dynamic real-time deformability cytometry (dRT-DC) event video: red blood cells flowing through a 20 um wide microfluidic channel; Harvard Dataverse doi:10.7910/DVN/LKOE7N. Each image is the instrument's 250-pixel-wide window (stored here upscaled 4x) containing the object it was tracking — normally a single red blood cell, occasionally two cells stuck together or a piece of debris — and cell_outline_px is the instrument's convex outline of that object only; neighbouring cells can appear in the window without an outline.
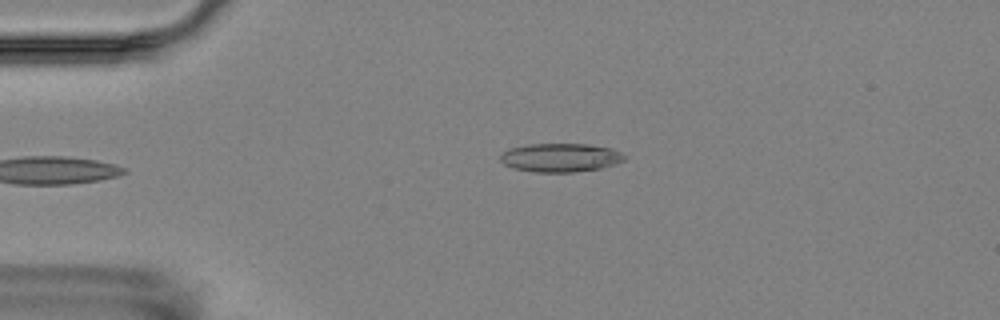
{"species": "Egyptian fruit bat (a non-hibernating species)", "species_latin": "Rousettus aegyptiacus", "temperature_condition": "room temperature", "stored_images_in_passage": 5, "camera_frame_rate_fps": 3000, "um_per_image_px": 0.085, "animal": {"sex": "female"}, "frame": {"image": 1, "passage_image": 5, "time_ms": 4.667, "image_size_px": [1000, 320], "cell_outline_px": [[628, 156], [624, 160], [616, 164], [600, 168], [572, 172], [536, 172], [512, 168], [504, 164], [500, 160], [500, 156], [508, 148], [528, 144], [588, 144], [612, 148]], "centroid_in_image_um": [47.65, 13.39], "position_along_channel_um": 37.4, "area_um2": 20.81}}